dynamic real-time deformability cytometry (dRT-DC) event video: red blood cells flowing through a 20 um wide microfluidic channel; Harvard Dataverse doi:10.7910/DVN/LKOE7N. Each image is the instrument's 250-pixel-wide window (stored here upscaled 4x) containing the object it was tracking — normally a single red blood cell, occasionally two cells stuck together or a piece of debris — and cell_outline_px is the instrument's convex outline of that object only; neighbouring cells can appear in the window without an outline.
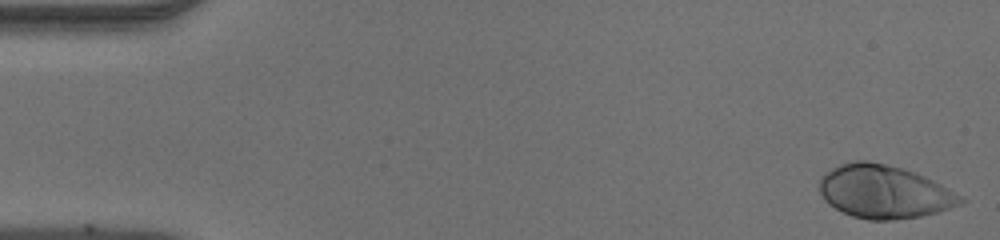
{"species": "human", "species_latin": "Homo sapiens", "temperature_condition": "warm", "stored_images_in_passage": 49, "camera_frame_rate_fps": 3000, "um_per_image_px": 0.085, "donor": {"sex": "male"}, "frame": {"image": 1, "passage_image": 1, "time_ms": 0.0, "image_size_px": [1000, 240], "cell_outline_px": [[964, 200], [940, 212], [920, 216], [896, 220], [868, 220], [852, 216], [828, 204], [824, 200], [820, 192], [820, 176], [832, 168], [840, 164], [856, 160], [868, 160], [900, 168], [924, 176], [940, 184]], "centroid_in_image_um": [75.07, 16.3], "position_along_channel_um": 9.9, "area_um2": 43.12}}
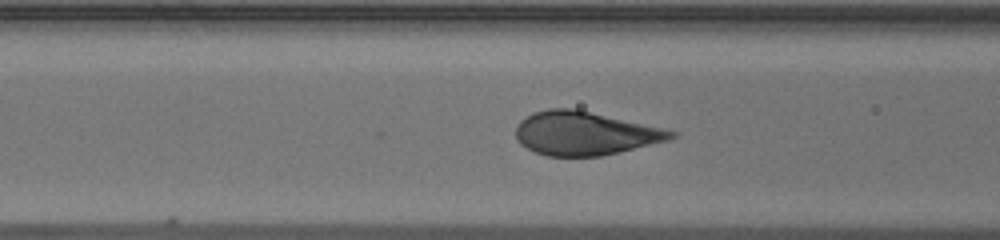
{"frame": {"image": 2, "passage_image": 19, "time_ms": 6.0, "image_size_px": [1000, 240], "cell_outline_px": [[676, 136], [668, 140], [600, 156], [548, 156], [536, 152], [520, 144], [516, 140], [516, 128], [520, 120], [532, 112], [548, 108], [576, 108], [660, 128], [676, 132]], "centroid_in_image_um": [49.63, 11.32], "position_along_channel_um": 117.0, "area_um2": 39.02}}
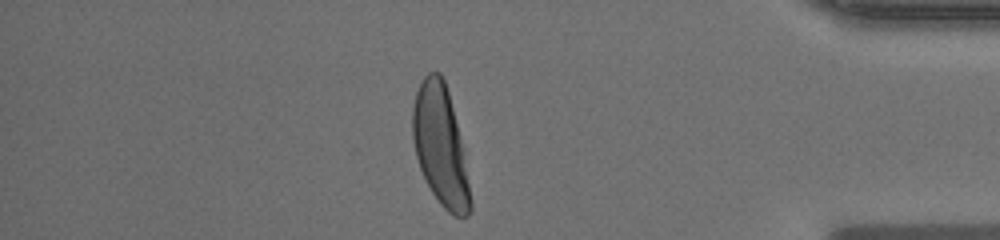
{"frame": {"image": 3, "passage_image": 42, "time_ms": 13.667, "image_size_px": [1000, 240], "cell_outline_px": [[472, 208], [468, 216], [456, 216], [448, 212], [440, 204], [432, 192], [420, 168], [416, 156], [412, 140], [412, 108], [416, 92], [424, 76], [428, 72], [440, 72], [444, 80], [448, 92], [464, 152], [472, 200]], "centroid_in_image_um": [37.43, 12.4], "position_along_channel_um": 397.8, "area_um2": 40.17}}